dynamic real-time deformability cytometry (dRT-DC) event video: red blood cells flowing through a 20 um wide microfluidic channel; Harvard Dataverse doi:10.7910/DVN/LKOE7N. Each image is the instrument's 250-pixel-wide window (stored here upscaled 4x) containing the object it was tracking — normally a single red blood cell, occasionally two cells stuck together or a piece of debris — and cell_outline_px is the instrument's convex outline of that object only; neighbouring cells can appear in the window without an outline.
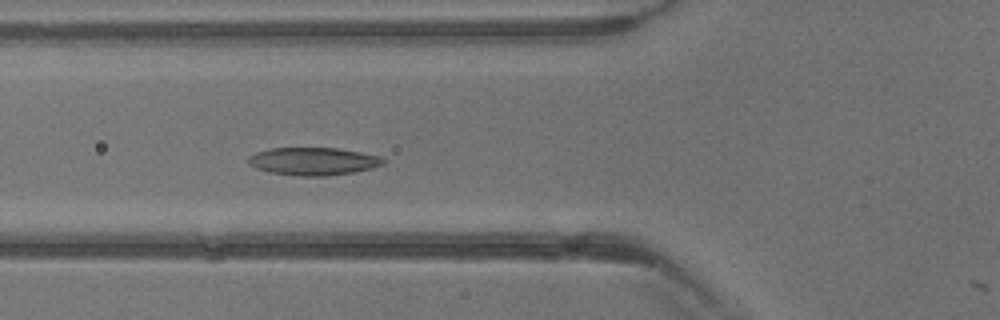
{"species": "common noctule bat (a hibernating species)", "species_latin": "Nyctalus noctula", "temperature_condition": "warm", "stored_images_in_passage": 16, "camera_frame_rate_fps": 3000, "um_per_image_px": 0.085, "animal": {"sex": "male", "body_mass_g": 13.3}, "frame": {"image": 1, "passage_image": 15, "time_ms": 4.667, "image_size_px": [1000, 320], "cell_outline_px": [[384, 164], [372, 168], [352, 172], [324, 176], [300, 176], [268, 172], [256, 168], [248, 164], [248, 156], [256, 152], [272, 148], [336, 148], [360, 152], [380, 156], [384, 160]], "centroid_in_image_um": [26.6, 13.71], "position_along_channel_um": 99.2, "area_um2": 21.73}}